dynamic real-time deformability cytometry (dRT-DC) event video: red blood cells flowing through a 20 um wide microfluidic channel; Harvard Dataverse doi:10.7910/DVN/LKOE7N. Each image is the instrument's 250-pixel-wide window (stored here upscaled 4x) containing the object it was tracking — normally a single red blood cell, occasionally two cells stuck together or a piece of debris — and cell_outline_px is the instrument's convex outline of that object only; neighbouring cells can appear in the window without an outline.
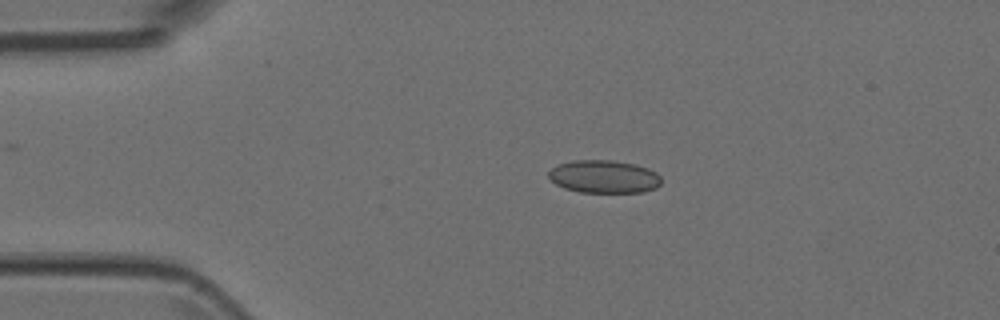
{"species": "Egyptian fruit bat (a non-hibernating species)", "species_latin": "Rousettus aegyptiacus", "temperature_condition": "room temperature", "stored_images_in_passage": 4, "camera_frame_rate_fps": 3000, "um_per_image_px": 0.085, "animal": {"sex": "female"}, "frame": {"image": 1, "passage_image": 3, "time_ms": 0.667, "image_size_px": [1000, 320], "cell_outline_px": [[660, 184], [656, 188], [644, 192], [580, 192], [564, 188], [556, 184], [548, 176], [548, 172], [552, 168], [560, 164], [572, 160], [612, 160], [636, 164], [648, 168], [656, 172], [660, 176]], "centroid_in_image_um": [51.35, 15.01], "position_along_channel_um": 33.6, "area_um2": 21.62}}